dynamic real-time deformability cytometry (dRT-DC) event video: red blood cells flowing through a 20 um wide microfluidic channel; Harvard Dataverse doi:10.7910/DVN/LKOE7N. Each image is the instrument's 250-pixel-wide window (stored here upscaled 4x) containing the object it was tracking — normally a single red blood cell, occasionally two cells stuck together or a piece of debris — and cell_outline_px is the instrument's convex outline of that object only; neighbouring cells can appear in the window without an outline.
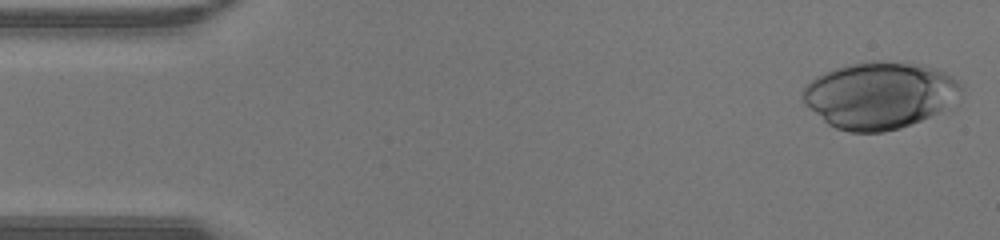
{"species": "human", "species_latin": "Homo sapiens", "temperature_condition": "warm", "stored_images_in_passage": 37, "camera_frame_rate_fps": 3000, "um_per_image_px": 0.085, "donor": {"sex": "male"}, "frame": {"image": 1, "passage_image": 1, "time_ms": 0.0, "image_size_px": [1000, 240], "cell_outline_px": [[964, 88], [948, 108], [920, 120], [900, 128], [884, 132], [848, 132], [836, 128], [828, 124], [804, 100], [800, 92], [816, 76], [824, 72], [836, 68], [864, 60], [884, 60], [920, 64], [944, 72], [956, 80]], "centroid_in_image_um": [74.78, 8.08], "position_along_channel_um": 10.2, "area_um2": 61.38}}
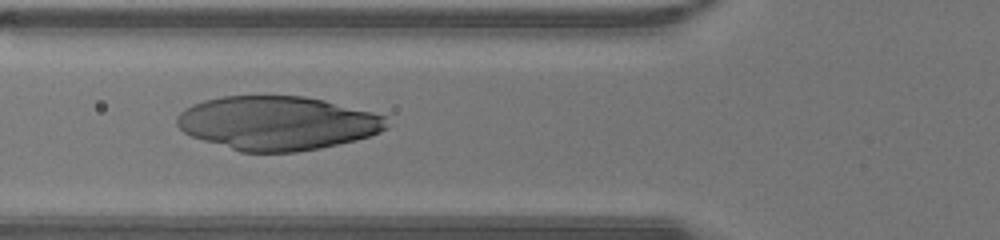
{"frame": {"image": 2, "passage_image": 16, "time_ms": 5.0, "image_size_px": [1000, 240], "cell_outline_px": [[388, 128], [380, 132], [356, 140], [320, 148], [296, 152], [240, 152], [192, 136], [184, 132], [176, 124], [176, 116], [184, 108], [192, 104], [204, 100], [224, 96], [304, 96], [324, 100], [388, 116]], "centroid_in_image_um": [23.58, 10.46], "position_along_channel_um": 102.2, "area_um2": 65.95}}
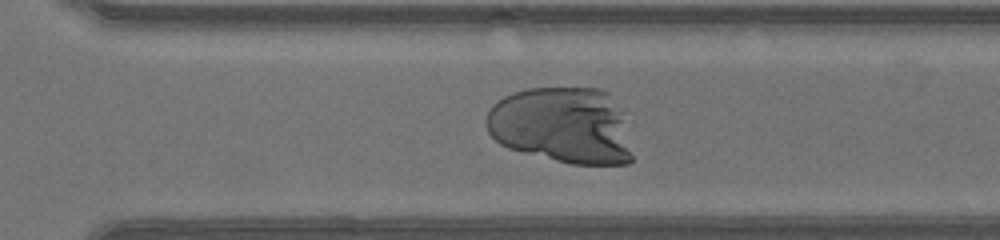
{"frame": {"image": 3, "passage_image": 31, "time_ms": 10.0, "image_size_px": [1000, 240], "cell_outline_px": [[632, 160], [628, 164], [572, 164], [508, 148], [500, 144], [488, 132], [484, 124], [484, 120], [488, 108], [492, 104], [504, 96], [528, 88], [604, 88], [608, 92], [620, 112], [632, 156]], "centroid_in_image_um": [47.71, 10.65], "position_along_channel_um": 322.9, "area_um2": 64.91}}